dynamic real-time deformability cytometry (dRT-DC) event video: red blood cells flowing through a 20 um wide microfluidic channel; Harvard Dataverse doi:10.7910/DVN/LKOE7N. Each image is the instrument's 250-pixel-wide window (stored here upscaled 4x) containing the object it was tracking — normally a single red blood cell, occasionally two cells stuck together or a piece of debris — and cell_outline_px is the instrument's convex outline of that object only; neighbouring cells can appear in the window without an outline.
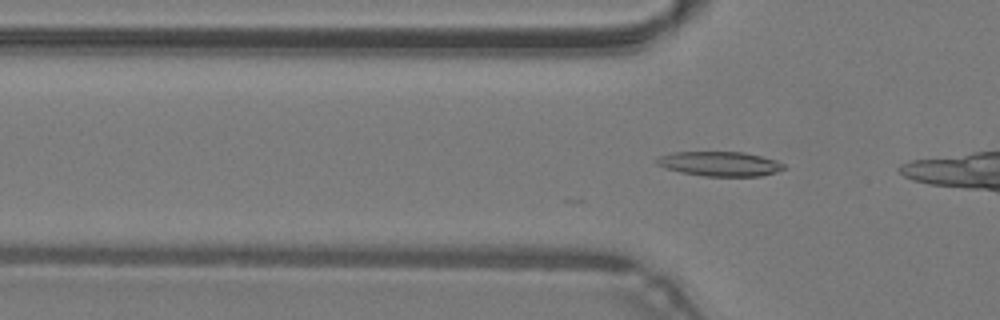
{"species": "common noctule bat (a hibernating species)", "species_latin": "Nyctalus noctula", "temperature_condition": "warm", "stored_images_in_passage": 9, "camera_frame_rate_fps": 3000, "um_per_image_px": 0.085, "animal": {"sex": "male", "body_mass_g": 19.2, "forearm_length_mm": 51.8}, "frame": {"image": 1, "passage_image": 9, "time_ms": 2.667, "image_size_px": [1000, 320], "cell_outline_px": [[784, 168], [776, 172], [760, 176], [704, 176], [680, 172], [664, 168], [656, 164], [652, 160], [660, 156], [672, 152], [744, 152], [776, 160], [784, 164]], "centroid_in_image_um": [61.12, 13.92], "position_along_channel_um": 64.7, "area_um2": 18.26}}